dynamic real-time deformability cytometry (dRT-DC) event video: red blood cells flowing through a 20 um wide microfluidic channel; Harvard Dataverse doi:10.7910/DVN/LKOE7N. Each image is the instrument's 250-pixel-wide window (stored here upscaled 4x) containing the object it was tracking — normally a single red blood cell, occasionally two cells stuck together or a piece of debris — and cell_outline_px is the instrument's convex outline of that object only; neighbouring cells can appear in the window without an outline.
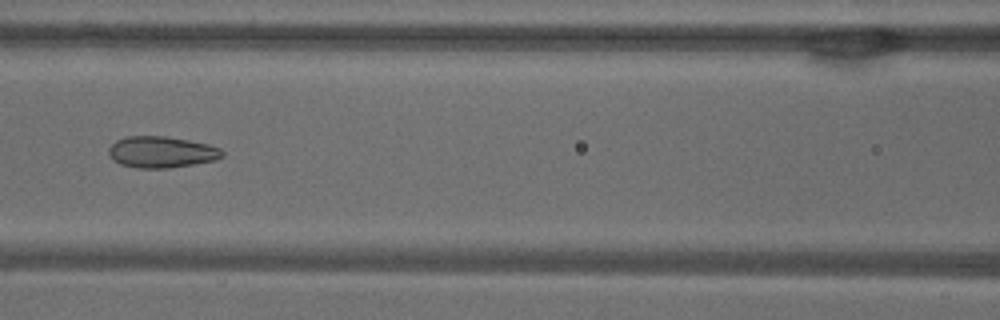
{"species": "common noctule bat (a hibernating species)", "species_latin": "Nyctalus noctula", "temperature_condition": "warm", "stored_images_in_passage": 38, "camera_frame_rate_fps": 3000, "um_per_image_px": 0.085, "animal": {"sex": "male", "body_mass_g": 18.8}, "frame": {"image": 1, "passage_image": 9, "time_ms": 2.667, "image_size_px": [1000, 320], "cell_outline_px": [[224, 156], [216, 160], [168, 168], [136, 168], [120, 164], [112, 160], [108, 152], [108, 148], [116, 140], [128, 136], [164, 136], [188, 140], [208, 144], [220, 148], [224, 152]], "centroid_in_image_um": [13.71, 12.93], "position_along_channel_um": 152.9, "area_um2": 20.81}}
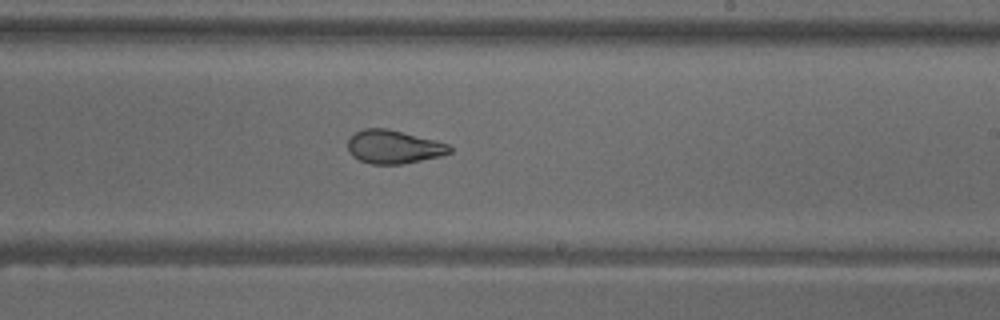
{"frame": {"image": 2, "passage_image": 17, "time_ms": 5.333, "image_size_px": [1000, 320], "cell_outline_px": [[452, 152], [440, 156], [404, 164], [372, 164], [360, 160], [352, 156], [348, 148], [348, 140], [356, 132], [364, 128], [388, 128], [436, 140], [448, 144], [452, 148]], "centroid_in_image_um": [33.48, 12.48], "position_along_channel_um": 255.5, "area_um2": 19.88}}
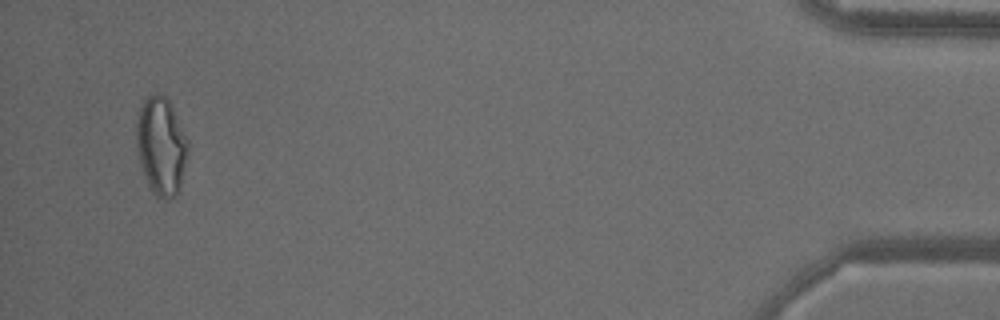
{"frame": {"image": 3, "passage_image": 36, "time_ms": 11.667, "image_size_px": [1000, 320], "cell_outline_px": [[188, 152], [180, 192], [176, 196], [168, 200], [156, 196], [148, 188], [140, 164], [136, 148], [136, 124], [140, 108], [144, 100], [148, 96], [156, 92], [164, 96], [168, 100], [188, 140]], "centroid_in_image_um": [13.69, 12.47], "position_along_channel_um": 421.5, "area_um2": 29.71}, "authors_computed_cell_mechanics": {"area_um2": 21.1548, "velocity_mm_per_s": 3.8599, "shape_relaxation_time_tau1_ms": null, "shape_relaxation_time_tau2_ms": 1.382, "deformation_change_tau1": null, "deformation_change_tau2": 0.0815}}